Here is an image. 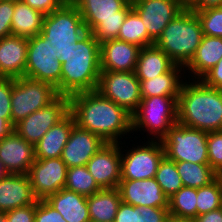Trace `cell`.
<instances>
[{
  "label": "cell",
  "instance_id": "obj_18",
  "mask_svg": "<svg viewBox=\"0 0 222 222\" xmlns=\"http://www.w3.org/2000/svg\"><path fill=\"white\" fill-rule=\"evenodd\" d=\"M0 160L10 174H28L36 160L35 146L12 130L0 139Z\"/></svg>",
  "mask_w": 222,
  "mask_h": 222
},
{
  "label": "cell",
  "instance_id": "obj_21",
  "mask_svg": "<svg viewBox=\"0 0 222 222\" xmlns=\"http://www.w3.org/2000/svg\"><path fill=\"white\" fill-rule=\"evenodd\" d=\"M37 201L27 174H9L0 180V212L5 213Z\"/></svg>",
  "mask_w": 222,
  "mask_h": 222
},
{
  "label": "cell",
  "instance_id": "obj_44",
  "mask_svg": "<svg viewBox=\"0 0 222 222\" xmlns=\"http://www.w3.org/2000/svg\"><path fill=\"white\" fill-rule=\"evenodd\" d=\"M114 222H138V206L121 201Z\"/></svg>",
  "mask_w": 222,
  "mask_h": 222
},
{
  "label": "cell",
  "instance_id": "obj_36",
  "mask_svg": "<svg viewBox=\"0 0 222 222\" xmlns=\"http://www.w3.org/2000/svg\"><path fill=\"white\" fill-rule=\"evenodd\" d=\"M200 20L203 35L222 37V7L195 12Z\"/></svg>",
  "mask_w": 222,
  "mask_h": 222
},
{
  "label": "cell",
  "instance_id": "obj_14",
  "mask_svg": "<svg viewBox=\"0 0 222 222\" xmlns=\"http://www.w3.org/2000/svg\"><path fill=\"white\" fill-rule=\"evenodd\" d=\"M67 169L61 157L36 159L27 174L35 197L38 200H45L64 188Z\"/></svg>",
  "mask_w": 222,
  "mask_h": 222
},
{
  "label": "cell",
  "instance_id": "obj_53",
  "mask_svg": "<svg viewBox=\"0 0 222 222\" xmlns=\"http://www.w3.org/2000/svg\"><path fill=\"white\" fill-rule=\"evenodd\" d=\"M0 222H7L6 213L0 212Z\"/></svg>",
  "mask_w": 222,
  "mask_h": 222
},
{
  "label": "cell",
  "instance_id": "obj_8",
  "mask_svg": "<svg viewBox=\"0 0 222 222\" xmlns=\"http://www.w3.org/2000/svg\"><path fill=\"white\" fill-rule=\"evenodd\" d=\"M161 141L165 156L174 162L209 164L205 131L176 123Z\"/></svg>",
  "mask_w": 222,
  "mask_h": 222
},
{
  "label": "cell",
  "instance_id": "obj_6",
  "mask_svg": "<svg viewBox=\"0 0 222 222\" xmlns=\"http://www.w3.org/2000/svg\"><path fill=\"white\" fill-rule=\"evenodd\" d=\"M87 32L80 11L74 5H62L44 16L40 34L49 40L59 59L72 43Z\"/></svg>",
  "mask_w": 222,
  "mask_h": 222
},
{
  "label": "cell",
  "instance_id": "obj_5",
  "mask_svg": "<svg viewBox=\"0 0 222 222\" xmlns=\"http://www.w3.org/2000/svg\"><path fill=\"white\" fill-rule=\"evenodd\" d=\"M83 18L88 32L99 43L117 39L121 25L132 4L125 0H77L74 5Z\"/></svg>",
  "mask_w": 222,
  "mask_h": 222
},
{
  "label": "cell",
  "instance_id": "obj_41",
  "mask_svg": "<svg viewBox=\"0 0 222 222\" xmlns=\"http://www.w3.org/2000/svg\"><path fill=\"white\" fill-rule=\"evenodd\" d=\"M13 12V1L0 0V38L11 35V21Z\"/></svg>",
  "mask_w": 222,
  "mask_h": 222
},
{
  "label": "cell",
  "instance_id": "obj_20",
  "mask_svg": "<svg viewBox=\"0 0 222 222\" xmlns=\"http://www.w3.org/2000/svg\"><path fill=\"white\" fill-rule=\"evenodd\" d=\"M141 47L118 39L100 43L101 71L134 72Z\"/></svg>",
  "mask_w": 222,
  "mask_h": 222
},
{
  "label": "cell",
  "instance_id": "obj_35",
  "mask_svg": "<svg viewBox=\"0 0 222 222\" xmlns=\"http://www.w3.org/2000/svg\"><path fill=\"white\" fill-rule=\"evenodd\" d=\"M155 180L168 198L173 196L183 187L176 163L168 159L166 156H164L159 163Z\"/></svg>",
  "mask_w": 222,
  "mask_h": 222
},
{
  "label": "cell",
  "instance_id": "obj_55",
  "mask_svg": "<svg viewBox=\"0 0 222 222\" xmlns=\"http://www.w3.org/2000/svg\"><path fill=\"white\" fill-rule=\"evenodd\" d=\"M5 1H13V2H16V1H20V0H5Z\"/></svg>",
  "mask_w": 222,
  "mask_h": 222
},
{
  "label": "cell",
  "instance_id": "obj_51",
  "mask_svg": "<svg viewBox=\"0 0 222 222\" xmlns=\"http://www.w3.org/2000/svg\"><path fill=\"white\" fill-rule=\"evenodd\" d=\"M77 0H58L61 5H75Z\"/></svg>",
  "mask_w": 222,
  "mask_h": 222
},
{
  "label": "cell",
  "instance_id": "obj_25",
  "mask_svg": "<svg viewBox=\"0 0 222 222\" xmlns=\"http://www.w3.org/2000/svg\"><path fill=\"white\" fill-rule=\"evenodd\" d=\"M176 64L155 44L141 48L135 67L139 80H148L169 72Z\"/></svg>",
  "mask_w": 222,
  "mask_h": 222
},
{
  "label": "cell",
  "instance_id": "obj_10",
  "mask_svg": "<svg viewBox=\"0 0 222 222\" xmlns=\"http://www.w3.org/2000/svg\"><path fill=\"white\" fill-rule=\"evenodd\" d=\"M61 67L54 48L41 34L28 39L24 77L52 84L61 95Z\"/></svg>",
  "mask_w": 222,
  "mask_h": 222
},
{
  "label": "cell",
  "instance_id": "obj_31",
  "mask_svg": "<svg viewBox=\"0 0 222 222\" xmlns=\"http://www.w3.org/2000/svg\"><path fill=\"white\" fill-rule=\"evenodd\" d=\"M197 188L182 187L169 198L170 217L192 221L197 216Z\"/></svg>",
  "mask_w": 222,
  "mask_h": 222
},
{
  "label": "cell",
  "instance_id": "obj_40",
  "mask_svg": "<svg viewBox=\"0 0 222 222\" xmlns=\"http://www.w3.org/2000/svg\"><path fill=\"white\" fill-rule=\"evenodd\" d=\"M169 218V208L138 206V222H167Z\"/></svg>",
  "mask_w": 222,
  "mask_h": 222
},
{
  "label": "cell",
  "instance_id": "obj_13",
  "mask_svg": "<svg viewBox=\"0 0 222 222\" xmlns=\"http://www.w3.org/2000/svg\"><path fill=\"white\" fill-rule=\"evenodd\" d=\"M133 148L125 155L121 153V179L155 178L159 163L165 156L162 141L157 142L152 138L147 146L145 144Z\"/></svg>",
  "mask_w": 222,
  "mask_h": 222
},
{
  "label": "cell",
  "instance_id": "obj_37",
  "mask_svg": "<svg viewBox=\"0 0 222 222\" xmlns=\"http://www.w3.org/2000/svg\"><path fill=\"white\" fill-rule=\"evenodd\" d=\"M207 145L209 165L222 175V130L207 132Z\"/></svg>",
  "mask_w": 222,
  "mask_h": 222
},
{
  "label": "cell",
  "instance_id": "obj_2",
  "mask_svg": "<svg viewBox=\"0 0 222 222\" xmlns=\"http://www.w3.org/2000/svg\"><path fill=\"white\" fill-rule=\"evenodd\" d=\"M61 67V95L95 91L101 73L100 43L87 32L59 58Z\"/></svg>",
  "mask_w": 222,
  "mask_h": 222
},
{
  "label": "cell",
  "instance_id": "obj_7",
  "mask_svg": "<svg viewBox=\"0 0 222 222\" xmlns=\"http://www.w3.org/2000/svg\"><path fill=\"white\" fill-rule=\"evenodd\" d=\"M177 100L178 96L142 97L138 109L132 114V131L146 129L161 141L177 123Z\"/></svg>",
  "mask_w": 222,
  "mask_h": 222
},
{
  "label": "cell",
  "instance_id": "obj_52",
  "mask_svg": "<svg viewBox=\"0 0 222 222\" xmlns=\"http://www.w3.org/2000/svg\"><path fill=\"white\" fill-rule=\"evenodd\" d=\"M167 222H192L190 220H181V219H176V218H172L170 217Z\"/></svg>",
  "mask_w": 222,
  "mask_h": 222
},
{
  "label": "cell",
  "instance_id": "obj_27",
  "mask_svg": "<svg viewBox=\"0 0 222 222\" xmlns=\"http://www.w3.org/2000/svg\"><path fill=\"white\" fill-rule=\"evenodd\" d=\"M44 16L22 0L14 2L11 35L29 39L40 34Z\"/></svg>",
  "mask_w": 222,
  "mask_h": 222
},
{
  "label": "cell",
  "instance_id": "obj_12",
  "mask_svg": "<svg viewBox=\"0 0 222 222\" xmlns=\"http://www.w3.org/2000/svg\"><path fill=\"white\" fill-rule=\"evenodd\" d=\"M69 113V97L59 95L52 103L13 126V130L31 145H36L44 134Z\"/></svg>",
  "mask_w": 222,
  "mask_h": 222
},
{
  "label": "cell",
  "instance_id": "obj_16",
  "mask_svg": "<svg viewBox=\"0 0 222 222\" xmlns=\"http://www.w3.org/2000/svg\"><path fill=\"white\" fill-rule=\"evenodd\" d=\"M120 143L104 144L86 166L102 189H115L121 180Z\"/></svg>",
  "mask_w": 222,
  "mask_h": 222
},
{
  "label": "cell",
  "instance_id": "obj_48",
  "mask_svg": "<svg viewBox=\"0 0 222 222\" xmlns=\"http://www.w3.org/2000/svg\"><path fill=\"white\" fill-rule=\"evenodd\" d=\"M12 130L13 126L6 119L0 117V139Z\"/></svg>",
  "mask_w": 222,
  "mask_h": 222
},
{
  "label": "cell",
  "instance_id": "obj_32",
  "mask_svg": "<svg viewBox=\"0 0 222 222\" xmlns=\"http://www.w3.org/2000/svg\"><path fill=\"white\" fill-rule=\"evenodd\" d=\"M118 40L135 44L141 48L154 45L140 16L132 9L121 25Z\"/></svg>",
  "mask_w": 222,
  "mask_h": 222
},
{
  "label": "cell",
  "instance_id": "obj_33",
  "mask_svg": "<svg viewBox=\"0 0 222 222\" xmlns=\"http://www.w3.org/2000/svg\"><path fill=\"white\" fill-rule=\"evenodd\" d=\"M64 188L79 193L85 197L102 190L94 177L88 171L87 166H76L67 169Z\"/></svg>",
  "mask_w": 222,
  "mask_h": 222
},
{
  "label": "cell",
  "instance_id": "obj_47",
  "mask_svg": "<svg viewBox=\"0 0 222 222\" xmlns=\"http://www.w3.org/2000/svg\"><path fill=\"white\" fill-rule=\"evenodd\" d=\"M192 222H222V208L198 215Z\"/></svg>",
  "mask_w": 222,
  "mask_h": 222
},
{
  "label": "cell",
  "instance_id": "obj_9",
  "mask_svg": "<svg viewBox=\"0 0 222 222\" xmlns=\"http://www.w3.org/2000/svg\"><path fill=\"white\" fill-rule=\"evenodd\" d=\"M59 94L47 82L27 77L13 79L11 94V125L28 117L31 113L48 106Z\"/></svg>",
  "mask_w": 222,
  "mask_h": 222
},
{
  "label": "cell",
  "instance_id": "obj_15",
  "mask_svg": "<svg viewBox=\"0 0 222 222\" xmlns=\"http://www.w3.org/2000/svg\"><path fill=\"white\" fill-rule=\"evenodd\" d=\"M132 9L142 19L149 37L156 42L164 28L184 7L177 0H137Z\"/></svg>",
  "mask_w": 222,
  "mask_h": 222
},
{
  "label": "cell",
  "instance_id": "obj_17",
  "mask_svg": "<svg viewBox=\"0 0 222 222\" xmlns=\"http://www.w3.org/2000/svg\"><path fill=\"white\" fill-rule=\"evenodd\" d=\"M121 201L133 206L169 208V198L155 178L144 180L121 179L117 187Z\"/></svg>",
  "mask_w": 222,
  "mask_h": 222
},
{
  "label": "cell",
  "instance_id": "obj_29",
  "mask_svg": "<svg viewBox=\"0 0 222 222\" xmlns=\"http://www.w3.org/2000/svg\"><path fill=\"white\" fill-rule=\"evenodd\" d=\"M182 66L175 65L169 72L148 80H139L142 97L179 96L183 81L180 80Z\"/></svg>",
  "mask_w": 222,
  "mask_h": 222
},
{
  "label": "cell",
  "instance_id": "obj_43",
  "mask_svg": "<svg viewBox=\"0 0 222 222\" xmlns=\"http://www.w3.org/2000/svg\"><path fill=\"white\" fill-rule=\"evenodd\" d=\"M200 80L207 86L222 90V58Z\"/></svg>",
  "mask_w": 222,
  "mask_h": 222
},
{
  "label": "cell",
  "instance_id": "obj_24",
  "mask_svg": "<svg viewBox=\"0 0 222 222\" xmlns=\"http://www.w3.org/2000/svg\"><path fill=\"white\" fill-rule=\"evenodd\" d=\"M67 222H90L87 197L62 188L45 199Z\"/></svg>",
  "mask_w": 222,
  "mask_h": 222
},
{
  "label": "cell",
  "instance_id": "obj_4",
  "mask_svg": "<svg viewBox=\"0 0 222 222\" xmlns=\"http://www.w3.org/2000/svg\"><path fill=\"white\" fill-rule=\"evenodd\" d=\"M203 37L196 13L184 8L164 28L155 45L176 64L185 67L194 56Z\"/></svg>",
  "mask_w": 222,
  "mask_h": 222
},
{
  "label": "cell",
  "instance_id": "obj_28",
  "mask_svg": "<svg viewBox=\"0 0 222 222\" xmlns=\"http://www.w3.org/2000/svg\"><path fill=\"white\" fill-rule=\"evenodd\" d=\"M121 203L117 188L102 189L87 197L90 221L114 222L115 215Z\"/></svg>",
  "mask_w": 222,
  "mask_h": 222
},
{
  "label": "cell",
  "instance_id": "obj_1",
  "mask_svg": "<svg viewBox=\"0 0 222 222\" xmlns=\"http://www.w3.org/2000/svg\"><path fill=\"white\" fill-rule=\"evenodd\" d=\"M69 112L78 127L98 135L106 143H120L118 138L132 131V114L97 90L69 96Z\"/></svg>",
  "mask_w": 222,
  "mask_h": 222
},
{
  "label": "cell",
  "instance_id": "obj_3",
  "mask_svg": "<svg viewBox=\"0 0 222 222\" xmlns=\"http://www.w3.org/2000/svg\"><path fill=\"white\" fill-rule=\"evenodd\" d=\"M177 123L205 132L222 130V90L200 79L183 83L177 100Z\"/></svg>",
  "mask_w": 222,
  "mask_h": 222
},
{
  "label": "cell",
  "instance_id": "obj_30",
  "mask_svg": "<svg viewBox=\"0 0 222 222\" xmlns=\"http://www.w3.org/2000/svg\"><path fill=\"white\" fill-rule=\"evenodd\" d=\"M184 187L200 188L212 182L218 174L209 164L175 162Z\"/></svg>",
  "mask_w": 222,
  "mask_h": 222
},
{
  "label": "cell",
  "instance_id": "obj_42",
  "mask_svg": "<svg viewBox=\"0 0 222 222\" xmlns=\"http://www.w3.org/2000/svg\"><path fill=\"white\" fill-rule=\"evenodd\" d=\"M36 203L9 210L6 213L7 222H34Z\"/></svg>",
  "mask_w": 222,
  "mask_h": 222
},
{
  "label": "cell",
  "instance_id": "obj_49",
  "mask_svg": "<svg viewBox=\"0 0 222 222\" xmlns=\"http://www.w3.org/2000/svg\"><path fill=\"white\" fill-rule=\"evenodd\" d=\"M9 171L5 168L3 162L0 160V180L9 175Z\"/></svg>",
  "mask_w": 222,
  "mask_h": 222
},
{
  "label": "cell",
  "instance_id": "obj_54",
  "mask_svg": "<svg viewBox=\"0 0 222 222\" xmlns=\"http://www.w3.org/2000/svg\"><path fill=\"white\" fill-rule=\"evenodd\" d=\"M127 3L133 4L135 3L137 0H125Z\"/></svg>",
  "mask_w": 222,
  "mask_h": 222
},
{
  "label": "cell",
  "instance_id": "obj_50",
  "mask_svg": "<svg viewBox=\"0 0 222 222\" xmlns=\"http://www.w3.org/2000/svg\"><path fill=\"white\" fill-rule=\"evenodd\" d=\"M184 8H188L195 0H177Z\"/></svg>",
  "mask_w": 222,
  "mask_h": 222
},
{
  "label": "cell",
  "instance_id": "obj_46",
  "mask_svg": "<svg viewBox=\"0 0 222 222\" xmlns=\"http://www.w3.org/2000/svg\"><path fill=\"white\" fill-rule=\"evenodd\" d=\"M218 7H222V0H195L188 8L197 12Z\"/></svg>",
  "mask_w": 222,
  "mask_h": 222
},
{
  "label": "cell",
  "instance_id": "obj_38",
  "mask_svg": "<svg viewBox=\"0 0 222 222\" xmlns=\"http://www.w3.org/2000/svg\"><path fill=\"white\" fill-rule=\"evenodd\" d=\"M13 78L0 77V117L11 124V94Z\"/></svg>",
  "mask_w": 222,
  "mask_h": 222
},
{
  "label": "cell",
  "instance_id": "obj_23",
  "mask_svg": "<svg viewBox=\"0 0 222 222\" xmlns=\"http://www.w3.org/2000/svg\"><path fill=\"white\" fill-rule=\"evenodd\" d=\"M75 119L69 112L62 120L52 126L35 145L36 159L59 158L69 140Z\"/></svg>",
  "mask_w": 222,
  "mask_h": 222
},
{
  "label": "cell",
  "instance_id": "obj_45",
  "mask_svg": "<svg viewBox=\"0 0 222 222\" xmlns=\"http://www.w3.org/2000/svg\"><path fill=\"white\" fill-rule=\"evenodd\" d=\"M31 8L41 12L43 15H48L59 9L62 5L58 0H22Z\"/></svg>",
  "mask_w": 222,
  "mask_h": 222
},
{
  "label": "cell",
  "instance_id": "obj_11",
  "mask_svg": "<svg viewBox=\"0 0 222 222\" xmlns=\"http://www.w3.org/2000/svg\"><path fill=\"white\" fill-rule=\"evenodd\" d=\"M97 91L133 114L142 100L140 81L134 72L101 71Z\"/></svg>",
  "mask_w": 222,
  "mask_h": 222
},
{
  "label": "cell",
  "instance_id": "obj_22",
  "mask_svg": "<svg viewBox=\"0 0 222 222\" xmlns=\"http://www.w3.org/2000/svg\"><path fill=\"white\" fill-rule=\"evenodd\" d=\"M28 38L10 35L0 38V77L24 76L27 61Z\"/></svg>",
  "mask_w": 222,
  "mask_h": 222
},
{
  "label": "cell",
  "instance_id": "obj_39",
  "mask_svg": "<svg viewBox=\"0 0 222 222\" xmlns=\"http://www.w3.org/2000/svg\"><path fill=\"white\" fill-rule=\"evenodd\" d=\"M34 222H67L62 215L45 200L36 202Z\"/></svg>",
  "mask_w": 222,
  "mask_h": 222
},
{
  "label": "cell",
  "instance_id": "obj_34",
  "mask_svg": "<svg viewBox=\"0 0 222 222\" xmlns=\"http://www.w3.org/2000/svg\"><path fill=\"white\" fill-rule=\"evenodd\" d=\"M222 207V175L197 188V216Z\"/></svg>",
  "mask_w": 222,
  "mask_h": 222
},
{
  "label": "cell",
  "instance_id": "obj_19",
  "mask_svg": "<svg viewBox=\"0 0 222 222\" xmlns=\"http://www.w3.org/2000/svg\"><path fill=\"white\" fill-rule=\"evenodd\" d=\"M104 144L106 142L98 135L75 125L63 148L61 159L68 168L85 166Z\"/></svg>",
  "mask_w": 222,
  "mask_h": 222
},
{
  "label": "cell",
  "instance_id": "obj_26",
  "mask_svg": "<svg viewBox=\"0 0 222 222\" xmlns=\"http://www.w3.org/2000/svg\"><path fill=\"white\" fill-rule=\"evenodd\" d=\"M222 58V37L203 35L201 44L197 48L190 62L184 67L194 73V78L200 79L213 68ZM197 76V77H196Z\"/></svg>",
  "mask_w": 222,
  "mask_h": 222
}]
</instances>
